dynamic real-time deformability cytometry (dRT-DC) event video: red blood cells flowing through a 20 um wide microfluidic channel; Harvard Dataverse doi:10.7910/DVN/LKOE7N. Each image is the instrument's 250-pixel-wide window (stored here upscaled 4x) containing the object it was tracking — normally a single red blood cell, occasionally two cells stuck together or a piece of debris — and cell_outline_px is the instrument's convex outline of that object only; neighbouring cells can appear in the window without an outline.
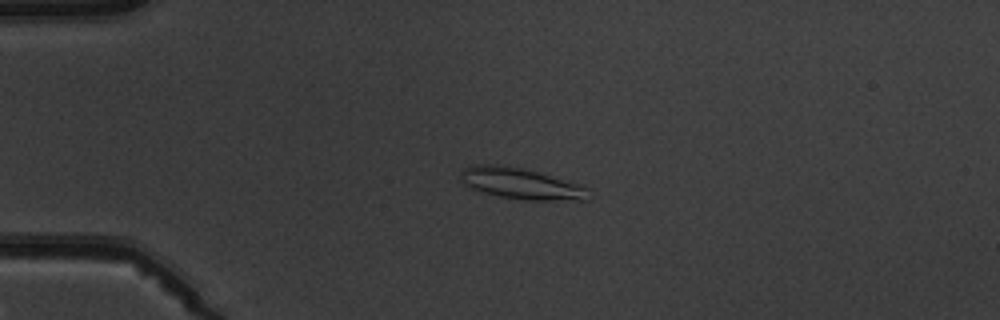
{"species": "common noctule bat (a hibernating species)", "species_latin": "Nyctalus noctula", "temperature_condition": "warm", "stored_images_in_passage": 3, "camera_frame_rate_fps": 3000, "um_per_image_px": 0.085, "animal": {"sex": "male", "body_mass_g": 19.5, "forearm_length_mm": 54.6}, "frame": {"image": 1, "passage_image": 3, "time_ms": 2.333, "image_size_px": [1000, 320], "cell_outline_px": [[588, 200], [524, 200], [500, 196], [484, 192], [472, 188], [464, 184], [460, 172], [464, 168], [476, 164], [496, 164], [520, 168], [584, 184], [588, 188]], "centroid_in_image_um": [44.33, 15.61], "position_along_channel_um": 40.7, "area_um2": 23.06}}